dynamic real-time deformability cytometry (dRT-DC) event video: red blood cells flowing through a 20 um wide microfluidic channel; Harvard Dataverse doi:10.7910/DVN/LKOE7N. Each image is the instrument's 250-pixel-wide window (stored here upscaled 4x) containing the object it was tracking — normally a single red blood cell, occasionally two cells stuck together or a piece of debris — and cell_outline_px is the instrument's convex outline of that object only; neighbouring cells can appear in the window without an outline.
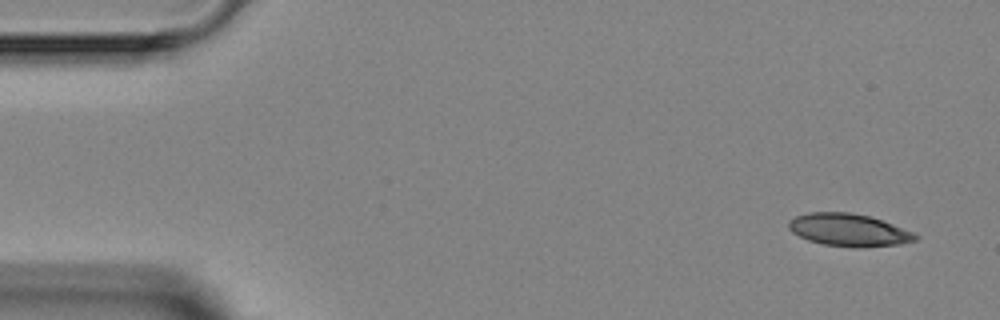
{"species": "Egyptian fruit bat (a non-hibernating species)", "species_latin": "Rousettus aegyptiacus", "temperature_condition": "room temperature", "stored_images_in_passage": 4, "camera_frame_rate_fps": 3000, "um_per_image_px": 0.085, "animal": {"sex": "female"}, "frame": {"image": 1, "passage_image": 1, "time_ms": 0.0, "image_size_px": [1000, 320], "cell_outline_px": [[920, 236], [916, 240], [900, 244], [860, 248], [852, 248], [824, 244], [808, 240], [792, 232], [788, 228], [788, 220], [796, 216], [808, 212], [852, 212], [868, 216], [892, 224], [912, 232]], "centroid_in_image_um": [72.12, 19.55], "position_along_channel_um": 12.9, "area_um2": 24.04}}
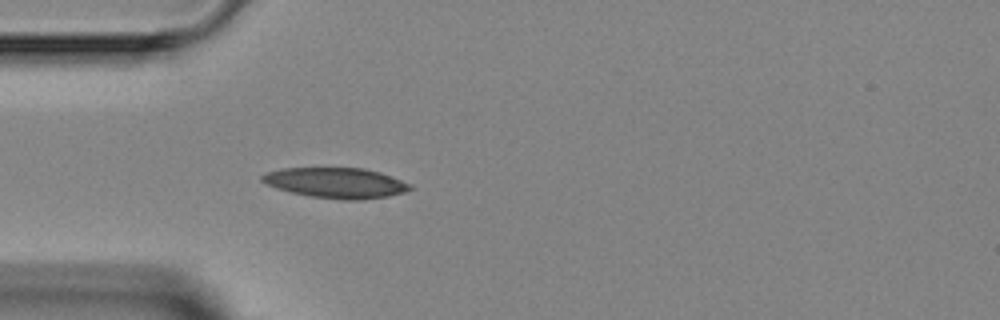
{"frame": {"image": 2, "passage_image": 4, "time_ms": 3.667, "image_size_px": [1000, 320], "cell_outline_px": [[416, 188], [404, 192], [388, 196], [356, 200], [344, 200], [312, 196], [292, 192], [276, 188], [260, 180], [260, 176], [268, 172], [280, 168], [364, 168], [380, 172], [392, 176], [412, 184]], "centroid_in_image_um": [28.61, 15.53], "position_along_channel_um": 56.4, "area_um2": 26.18}}